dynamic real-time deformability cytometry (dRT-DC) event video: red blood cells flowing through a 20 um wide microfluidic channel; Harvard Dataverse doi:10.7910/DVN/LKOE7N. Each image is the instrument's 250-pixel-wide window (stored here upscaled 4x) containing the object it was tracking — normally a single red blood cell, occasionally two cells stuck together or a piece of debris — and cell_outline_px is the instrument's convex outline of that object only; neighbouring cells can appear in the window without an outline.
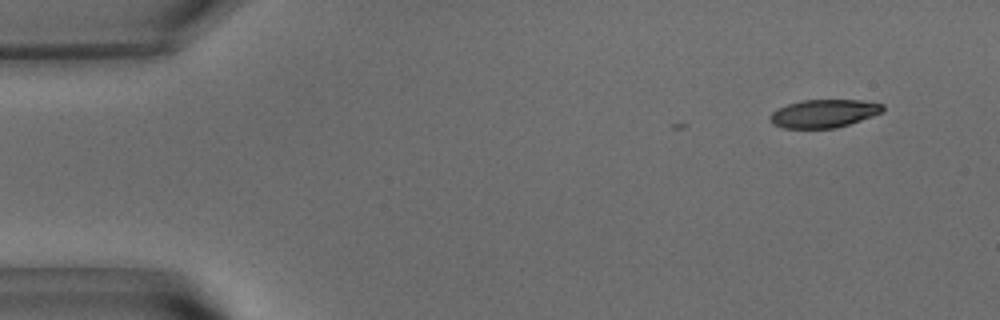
{"species": "common noctule bat (a hibernating species)", "species_latin": "Nyctalus noctula", "temperature_condition": "warm", "stored_images_in_passage": 3, "camera_frame_rate_fps": 3000, "um_per_image_px": 0.085, "animal": {"sex": "male", "body_mass_g": 15.6}, "frame": {"image": 1, "passage_image": 1, "time_ms": 0.0, "image_size_px": [1000, 320], "cell_outline_px": [[884, 112], [836, 128], [784, 128], [772, 124], [768, 116], [772, 112], [788, 104], [804, 100], [860, 100], [884, 104]], "centroid_in_image_um": [70.03, 9.65], "position_along_channel_um": 15.0, "area_um2": 18.38}}